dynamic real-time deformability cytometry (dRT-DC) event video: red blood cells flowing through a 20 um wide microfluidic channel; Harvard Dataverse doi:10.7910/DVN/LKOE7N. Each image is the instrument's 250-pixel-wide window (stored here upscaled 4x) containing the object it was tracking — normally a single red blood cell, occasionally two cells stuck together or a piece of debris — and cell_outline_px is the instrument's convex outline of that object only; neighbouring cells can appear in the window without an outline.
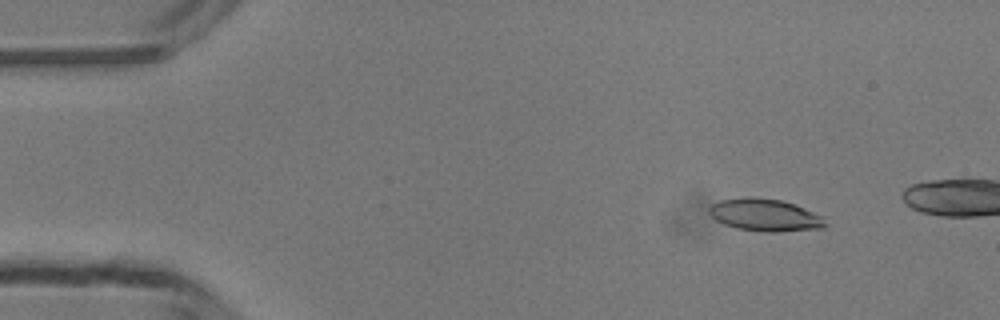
{"species": "common noctule bat (a hibernating species)", "species_latin": "Nyctalus noctula", "temperature_condition": "room temperature", "stored_images_in_passage": 13, "camera_frame_rate_fps": 3000, "um_per_image_px": 0.085, "animal": {"sex": "male", "body_mass_g": 13.3}, "frame": {"image": 1, "passage_image": 6, "time_ms": 1.667, "image_size_px": [1000, 320], "cell_outline_px": [[828, 224], [824, 228], [776, 232], [768, 232], [736, 228], [724, 224], [716, 220], [708, 212], [708, 208], [712, 204], [720, 200], [752, 196], [780, 200], [804, 208], [824, 216]], "centroid_in_image_um": [65.04, 18.28], "position_along_channel_um": 20.0, "area_um2": 21.96}}